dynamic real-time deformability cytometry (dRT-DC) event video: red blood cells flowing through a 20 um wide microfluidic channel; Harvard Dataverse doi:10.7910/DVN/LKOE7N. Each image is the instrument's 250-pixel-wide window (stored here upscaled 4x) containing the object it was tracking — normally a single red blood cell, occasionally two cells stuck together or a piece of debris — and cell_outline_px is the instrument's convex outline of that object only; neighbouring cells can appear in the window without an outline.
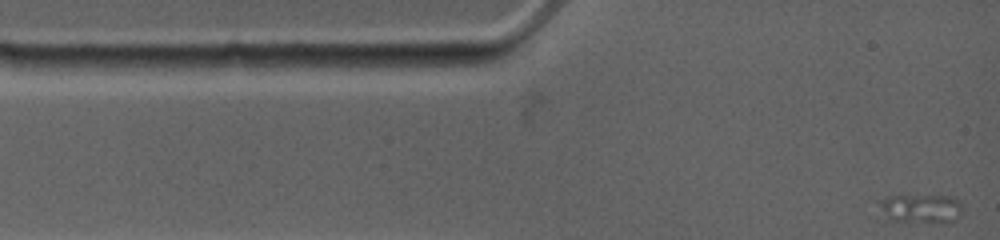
{"species": "common noctule bat (a hibernating species)", "species_latin": "Nyctalus noctula", "temperature_condition": "warm", "stored_images_in_passage": 45, "camera_frame_rate_fps": 4500, "um_per_image_px": 0.085, "animal": {"sex": "female", "body_mass_g": 19.0, "forearm_length_mm": 53.3}, "frame": {"image": 1, "passage_image": 1, "time_ms": 0.0, "image_size_px": [1000, 240], "cell_outline_px": [[960, 212], [956, 220], [948, 224], [944, 224], [888, 220], [880, 216], [876, 212], [880, 200], [888, 196], [944, 196], [956, 200], [960, 204]], "centroid_in_image_um": [78.16, 17.78], "position_along_channel_um": 6.8, "area_um2": 14.45}}